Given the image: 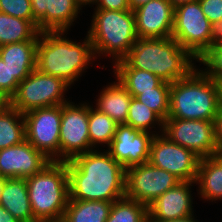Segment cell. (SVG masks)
Instances as JSON below:
<instances>
[{"label": "cell", "mask_w": 222, "mask_h": 222, "mask_svg": "<svg viewBox=\"0 0 222 222\" xmlns=\"http://www.w3.org/2000/svg\"><path fill=\"white\" fill-rule=\"evenodd\" d=\"M33 21L37 22L45 15V0H31Z\"/></svg>", "instance_id": "36"}, {"label": "cell", "mask_w": 222, "mask_h": 222, "mask_svg": "<svg viewBox=\"0 0 222 222\" xmlns=\"http://www.w3.org/2000/svg\"><path fill=\"white\" fill-rule=\"evenodd\" d=\"M87 35L95 57L101 53L122 60L138 39L134 11L95 9Z\"/></svg>", "instance_id": "6"}, {"label": "cell", "mask_w": 222, "mask_h": 222, "mask_svg": "<svg viewBox=\"0 0 222 222\" xmlns=\"http://www.w3.org/2000/svg\"><path fill=\"white\" fill-rule=\"evenodd\" d=\"M113 202L69 200L63 222H106Z\"/></svg>", "instance_id": "23"}, {"label": "cell", "mask_w": 222, "mask_h": 222, "mask_svg": "<svg viewBox=\"0 0 222 222\" xmlns=\"http://www.w3.org/2000/svg\"><path fill=\"white\" fill-rule=\"evenodd\" d=\"M219 108V83L203 70L171 83L168 118L215 120Z\"/></svg>", "instance_id": "4"}, {"label": "cell", "mask_w": 222, "mask_h": 222, "mask_svg": "<svg viewBox=\"0 0 222 222\" xmlns=\"http://www.w3.org/2000/svg\"><path fill=\"white\" fill-rule=\"evenodd\" d=\"M180 182L174 174L149 162L138 164L126 169L125 196L148 207L161 194Z\"/></svg>", "instance_id": "11"}, {"label": "cell", "mask_w": 222, "mask_h": 222, "mask_svg": "<svg viewBox=\"0 0 222 222\" xmlns=\"http://www.w3.org/2000/svg\"><path fill=\"white\" fill-rule=\"evenodd\" d=\"M155 123L161 126L160 128H162L163 133L164 120L144 103L132 97L125 124L130 125L134 129L150 132V128H153L152 126L155 125Z\"/></svg>", "instance_id": "29"}, {"label": "cell", "mask_w": 222, "mask_h": 222, "mask_svg": "<svg viewBox=\"0 0 222 222\" xmlns=\"http://www.w3.org/2000/svg\"><path fill=\"white\" fill-rule=\"evenodd\" d=\"M195 181H181L161 194L148 206V221L183 219L193 215L190 186Z\"/></svg>", "instance_id": "17"}, {"label": "cell", "mask_w": 222, "mask_h": 222, "mask_svg": "<svg viewBox=\"0 0 222 222\" xmlns=\"http://www.w3.org/2000/svg\"><path fill=\"white\" fill-rule=\"evenodd\" d=\"M26 140L24 114L9 106L0 113V150Z\"/></svg>", "instance_id": "25"}, {"label": "cell", "mask_w": 222, "mask_h": 222, "mask_svg": "<svg viewBox=\"0 0 222 222\" xmlns=\"http://www.w3.org/2000/svg\"><path fill=\"white\" fill-rule=\"evenodd\" d=\"M200 158L189 149L155 135L150 146L149 163L174 174L181 181H195Z\"/></svg>", "instance_id": "13"}, {"label": "cell", "mask_w": 222, "mask_h": 222, "mask_svg": "<svg viewBox=\"0 0 222 222\" xmlns=\"http://www.w3.org/2000/svg\"><path fill=\"white\" fill-rule=\"evenodd\" d=\"M214 44H222V22L214 27Z\"/></svg>", "instance_id": "39"}, {"label": "cell", "mask_w": 222, "mask_h": 222, "mask_svg": "<svg viewBox=\"0 0 222 222\" xmlns=\"http://www.w3.org/2000/svg\"><path fill=\"white\" fill-rule=\"evenodd\" d=\"M157 133L134 129L125 123L118 124L107 152L125 169L149 161L152 139Z\"/></svg>", "instance_id": "14"}, {"label": "cell", "mask_w": 222, "mask_h": 222, "mask_svg": "<svg viewBox=\"0 0 222 222\" xmlns=\"http://www.w3.org/2000/svg\"><path fill=\"white\" fill-rule=\"evenodd\" d=\"M151 0H128L129 6L131 8V10H135L136 8H138L139 6L148 3Z\"/></svg>", "instance_id": "41"}, {"label": "cell", "mask_w": 222, "mask_h": 222, "mask_svg": "<svg viewBox=\"0 0 222 222\" xmlns=\"http://www.w3.org/2000/svg\"><path fill=\"white\" fill-rule=\"evenodd\" d=\"M0 12L24 20H33L31 0H0Z\"/></svg>", "instance_id": "32"}, {"label": "cell", "mask_w": 222, "mask_h": 222, "mask_svg": "<svg viewBox=\"0 0 222 222\" xmlns=\"http://www.w3.org/2000/svg\"><path fill=\"white\" fill-rule=\"evenodd\" d=\"M0 222H20L12 216L7 210L0 206Z\"/></svg>", "instance_id": "38"}, {"label": "cell", "mask_w": 222, "mask_h": 222, "mask_svg": "<svg viewBox=\"0 0 222 222\" xmlns=\"http://www.w3.org/2000/svg\"><path fill=\"white\" fill-rule=\"evenodd\" d=\"M18 85L19 82L11 76V70L0 57V90L11 99Z\"/></svg>", "instance_id": "33"}, {"label": "cell", "mask_w": 222, "mask_h": 222, "mask_svg": "<svg viewBox=\"0 0 222 222\" xmlns=\"http://www.w3.org/2000/svg\"><path fill=\"white\" fill-rule=\"evenodd\" d=\"M36 222H63L62 220H58V221H36Z\"/></svg>", "instance_id": "47"}, {"label": "cell", "mask_w": 222, "mask_h": 222, "mask_svg": "<svg viewBox=\"0 0 222 222\" xmlns=\"http://www.w3.org/2000/svg\"><path fill=\"white\" fill-rule=\"evenodd\" d=\"M38 41H23L0 47V57L19 83L36 69Z\"/></svg>", "instance_id": "18"}, {"label": "cell", "mask_w": 222, "mask_h": 222, "mask_svg": "<svg viewBox=\"0 0 222 222\" xmlns=\"http://www.w3.org/2000/svg\"><path fill=\"white\" fill-rule=\"evenodd\" d=\"M162 134L200 159L221 154L215 138L214 120L167 118Z\"/></svg>", "instance_id": "9"}, {"label": "cell", "mask_w": 222, "mask_h": 222, "mask_svg": "<svg viewBox=\"0 0 222 222\" xmlns=\"http://www.w3.org/2000/svg\"><path fill=\"white\" fill-rule=\"evenodd\" d=\"M197 61L206 65L203 72L209 78L222 82V44H213Z\"/></svg>", "instance_id": "31"}, {"label": "cell", "mask_w": 222, "mask_h": 222, "mask_svg": "<svg viewBox=\"0 0 222 222\" xmlns=\"http://www.w3.org/2000/svg\"><path fill=\"white\" fill-rule=\"evenodd\" d=\"M215 138L217 145L222 153V107L219 108L215 117Z\"/></svg>", "instance_id": "37"}, {"label": "cell", "mask_w": 222, "mask_h": 222, "mask_svg": "<svg viewBox=\"0 0 222 222\" xmlns=\"http://www.w3.org/2000/svg\"><path fill=\"white\" fill-rule=\"evenodd\" d=\"M96 4V9L103 10H131L128 0H94L91 4Z\"/></svg>", "instance_id": "35"}, {"label": "cell", "mask_w": 222, "mask_h": 222, "mask_svg": "<svg viewBox=\"0 0 222 222\" xmlns=\"http://www.w3.org/2000/svg\"><path fill=\"white\" fill-rule=\"evenodd\" d=\"M26 140L51 161H60L61 105L24 113Z\"/></svg>", "instance_id": "10"}, {"label": "cell", "mask_w": 222, "mask_h": 222, "mask_svg": "<svg viewBox=\"0 0 222 222\" xmlns=\"http://www.w3.org/2000/svg\"><path fill=\"white\" fill-rule=\"evenodd\" d=\"M0 206L20 222H36L31 210L25 178L5 179Z\"/></svg>", "instance_id": "20"}, {"label": "cell", "mask_w": 222, "mask_h": 222, "mask_svg": "<svg viewBox=\"0 0 222 222\" xmlns=\"http://www.w3.org/2000/svg\"><path fill=\"white\" fill-rule=\"evenodd\" d=\"M171 37L196 60L214 44V26L203 13L198 0L174 8Z\"/></svg>", "instance_id": "7"}, {"label": "cell", "mask_w": 222, "mask_h": 222, "mask_svg": "<svg viewBox=\"0 0 222 222\" xmlns=\"http://www.w3.org/2000/svg\"><path fill=\"white\" fill-rule=\"evenodd\" d=\"M74 105L70 100L61 105L60 161L71 160L79 154L95 150L90 145L89 105Z\"/></svg>", "instance_id": "12"}, {"label": "cell", "mask_w": 222, "mask_h": 222, "mask_svg": "<svg viewBox=\"0 0 222 222\" xmlns=\"http://www.w3.org/2000/svg\"><path fill=\"white\" fill-rule=\"evenodd\" d=\"M45 7V15L37 22L39 32H66L82 10L78 0H45Z\"/></svg>", "instance_id": "19"}, {"label": "cell", "mask_w": 222, "mask_h": 222, "mask_svg": "<svg viewBox=\"0 0 222 222\" xmlns=\"http://www.w3.org/2000/svg\"><path fill=\"white\" fill-rule=\"evenodd\" d=\"M133 11L138 38L171 37L174 7L168 0H151Z\"/></svg>", "instance_id": "16"}, {"label": "cell", "mask_w": 222, "mask_h": 222, "mask_svg": "<svg viewBox=\"0 0 222 222\" xmlns=\"http://www.w3.org/2000/svg\"><path fill=\"white\" fill-rule=\"evenodd\" d=\"M26 181L34 219L62 220L69 201L67 161H52Z\"/></svg>", "instance_id": "5"}, {"label": "cell", "mask_w": 222, "mask_h": 222, "mask_svg": "<svg viewBox=\"0 0 222 222\" xmlns=\"http://www.w3.org/2000/svg\"><path fill=\"white\" fill-rule=\"evenodd\" d=\"M195 182L199 184V192L205 200L222 198V153L200 159Z\"/></svg>", "instance_id": "22"}, {"label": "cell", "mask_w": 222, "mask_h": 222, "mask_svg": "<svg viewBox=\"0 0 222 222\" xmlns=\"http://www.w3.org/2000/svg\"><path fill=\"white\" fill-rule=\"evenodd\" d=\"M50 162L52 161L27 140L0 150V173L6 179H26L42 171Z\"/></svg>", "instance_id": "15"}, {"label": "cell", "mask_w": 222, "mask_h": 222, "mask_svg": "<svg viewBox=\"0 0 222 222\" xmlns=\"http://www.w3.org/2000/svg\"><path fill=\"white\" fill-rule=\"evenodd\" d=\"M117 81L103 88L95 107L98 111L107 114L117 124H123L127 121L132 96L119 80Z\"/></svg>", "instance_id": "21"}, {"label": "cell", "mask_w": 222, "mask_h": 222, "mask_svg": "<svg viewBox=\"0 0 222 222\" xmlns=\"http://www.w3.org/2000/svg\"><path fill=\"white\" fill-rule=\"evenodd\" d=\"M106 222H148V207L125 196L112 203Z\"/></svg>", "instance_id": "28"}, {"label": "cell", "mask_w": 222, "mask_h": 222, "mask_svg": "<svg viewBox=\"0 0 222 222\" xmlns=\"http://www.w3.org/2000/svg\"><path fill=\"white\" fill-rule=\"evenodd\" d=\"M64 32H39L36 70L63 79L71 86L86 70L94 55L87 35L84 42L68 40Z\"/></svg>", "instance_id": "3"}, {"label": "cell", "mask_w": 222, "mask_h": 222, "mask_svg": "<svg viewBox=\"0 0 222 222\" xmlns=\"http://www.w3.org/2000/svg\"><path fill=\"white\" fill-rule=\"evenodd\" d=\"M10 106V98L0 90V113Z\"/></svg>", "instance_id": "40"}, {"label": "cell", "mask_w": 222, "mask_h": 222, "mask_svg": "<svg viewBox=\"0 0 222 222\" xmlns=\"http://www.w3.org/2000/svg\"><path fill=\"white\" fill-rule=\"evenodd\" d=\"M170 86V83L162 81L152 90L141 91L135 98L156 112L165 121L169 115Z\"/></svg>", "instance_id": "30"}, {"label": "cell", "mask_w": 222, "mask_h": 222, "mask_svg": "<svg viewBox=\"0 0 222 222\" xmlns=\"http://www.w3.org/2000/svg\"><path fill=\"white\" fill-rule=\"evenodd\" d=\"M70 85L63 79L34 70L17 87L10 106L20 113L67 103L64 92Z\"/></svg>", "instance_id": "8"}, {"label": "cell", "mask_w": 222, "mask_h": 222, "mask_svg": "<svg viewBox=\"0 0 222 222\" xmlns=\"http://www.w3.org/2000/svg\"><path fill=\"white\" fill-rule=\"evenodd\" d=\"M117 123L112 120L107 114L95 110L89 105V140L90 145L96 148V144H107L110 145L116 132Z\"/></svg>", "instance_id": "27"}, {"label": "cell", "mask_w": 222, "mask_h": 222, "mask_svg": "<svg viewBox=\"0 0 222 222\" xmlns=\"http://www.w3.org/2000/svg\"><path fill=\"white\" fill-rule=\"evenodd\" d=\"M6 178H0V198H1V193L4 187V181Z\"/></svg>", "instance_id": "44"}, {"label": "cell", "mask_w": 222, "mask_h": 222, "mask_svg": "<svg viewBox=\"0 0 222 222\" xmlns=\"http://www.w3.org/2000/svg\"><path fill=\"white\" fill-rule=\"evenodd\" d=\"M198 1L203 13L214 27L222 22V0Z\"/></svg>", "instance_id": "34"}, {"label": "cell", "mask_w": 222, "mask_h": 222, "mask_svg": "<svg viewBox=\"0 0 222 222\" xmlns=\"http://www.w3.org/2000/svg\"><path fill=\"white\" fill-rule=\"evenodd\" d=\"M191 59L196 58L172 37L138 38L128 54L114 63V68L149 71L171 84L195 69Z\"/></svg>", "instance_id": "2"}, {"label": "cell", "mask_w": 222, "mask_h": 222, "mask_svg": "<svg viewBox=\"0 0 222 222\" xmlns=\"http://www.w3.org/2000/svg\"><path fill=\"white\" fill-rule=\"evenodd\" d=\"M82 5L91 4L94 0H78Z\"/></svg>", "instance_id": "45"}, {"label": "cell", "mask_w": 222, "mask_h": 222, "mask_svg": "<svg viewBox=\"0 0 222 222\" xmlns=\"http://www.w3.org/2000/svg\"><path fill=\"white\" fill-rule=\"evenodd\" d=\"M148 222H197L194 219V216H189L183 219H177V220H168V221H148Z\"/></svg>", "instance_id": "42"}, {"label": "cell", "mask_w": 222, "mask_h": 222, "mask_svg": "<svg viewBox=\"0 0 222 222\" xmlns=\"http://www.w3.org/2000/svg\"><path fill=\"white\" fill-rule=\"evenodd\" d=\"M39 30L33 20H24L0 12V47L23 41H38Z\"/></svg>", "instance_id": "24"}, {"label": "cell", "mask_w": 222, "mask_h": 222, "mask_svg": "<svg viewBox=\"0 0 222 222\" xmlns=\"http://www.w3.org/2000/svg\"><path fill=\"white\" fill-rule=\"evenodd\" d=\"M114 74L117 80L126 88L133 98L141 91L152 90L157 87L162 80L155 74L136 68H115Z\"/></svg>", "instance_id": "26"}, {"label": "cell", "mask_w": 222, "mask_h": 222, "mask_svg": "<svg viewBox=\"0 0 222 222\" xmlns=\"http://www.w3.org/2000/svg\"><path fill=\"white\" fill-rule=\"evenodd\" d=\"M219 89H220V107H222V82L219 83Z\"/></svg>", "instance_id": "46"}, {"label": "cell", "mask_w": 222, "mask_h": 222, "mask_svg": "<svg viewBox=\"0 0 222 222\" xmlns=\"http://www.w3.org/2000/svg\"><path fill=\"white\" fill-rule=\"evenodd\" d=\"M69 200L115 202L126 194V169L107 151L92 150L67 161Z\"/></svg>", "instance_id": "1"}, {"label": "cell", "mask_w": 222, "mask_h": 222, "mask_svg": "<svg viewBox=\"0 0 222 222\" xmlns=\"http://www.w3.org/2000/svg\"><path fill=\"white\" fill-rule=\"evenodd\" d=\"M170 2V4L176 8L179 5L185 4V3H190V2H194L197 0H168Z\"/></svg>", "instance_id": "43"}]
</instances>
